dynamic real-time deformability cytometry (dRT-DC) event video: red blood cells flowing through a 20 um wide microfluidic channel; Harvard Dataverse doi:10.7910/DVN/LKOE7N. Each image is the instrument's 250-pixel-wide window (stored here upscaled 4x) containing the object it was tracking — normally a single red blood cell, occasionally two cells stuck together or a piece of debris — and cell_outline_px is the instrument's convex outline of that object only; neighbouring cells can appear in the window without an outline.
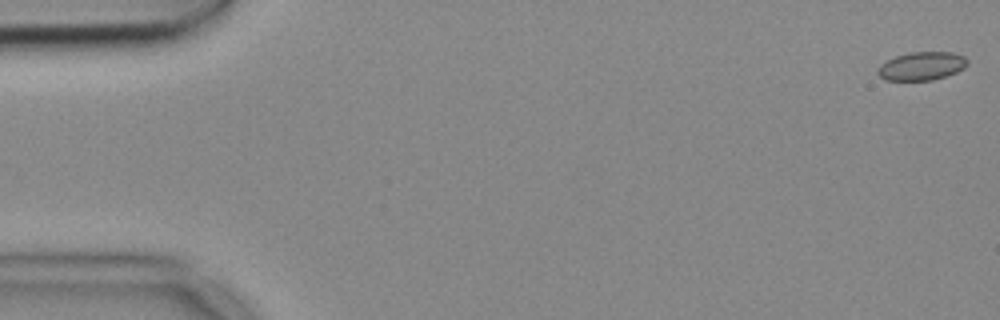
{"species": "common noctule bat (a hibernating species)", "species_latin": "Nyctalus noctula", "temperature_condition": "cold", "stored_images_in_passage": 54, "camera_frame_rate_fps": 3000, "um_per_image_px": 0.085, "animal": {"sex": "female", "body_mass_g": 18.4}, "frame": {"image": 1, "passage_image": 1, "time_ms": 0.0, "image_size_px": [1000, 320], "cell_outline_px": [[968, 64], [964, 68], [956, 72], [932, 80], [884, 80], [876, 72], [880, 64], [896, 56], [908, 52], [952, 52], [964, 56], [968, 60]], "centroid_in_image_um": [78.34, 5.61], "position_along_channel_um": 6.7, "area_um2": 14.8}}
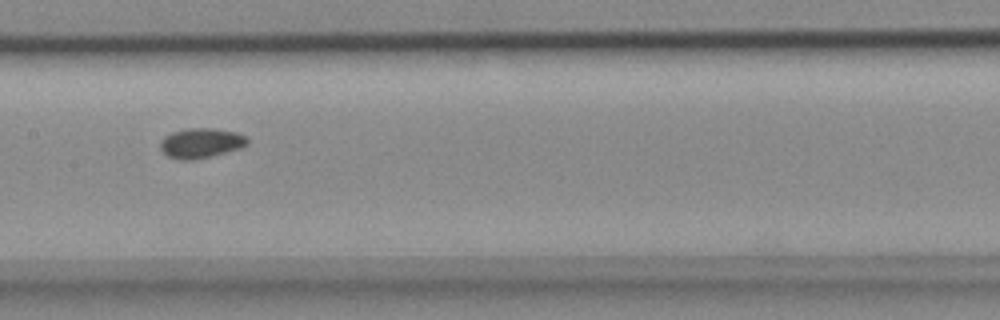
{"frame": {"image": 2, "passage_image": 27, "time_ms": 8.667, "image_size_px": [1000, 320], "cell_outline_px": [[248, 144], [240, 148], [212, 156], [192, 160], [180, 160], [168, 156], [160, 148], [160, 140], [164, 136], [172, 132], [188, 128], [212, 128], [236, 132], [248, 136]], "centroid_in_image_um": [17.09, 12.15], "position_along_channel_um": 190.3, "area_um2": 15.26}}
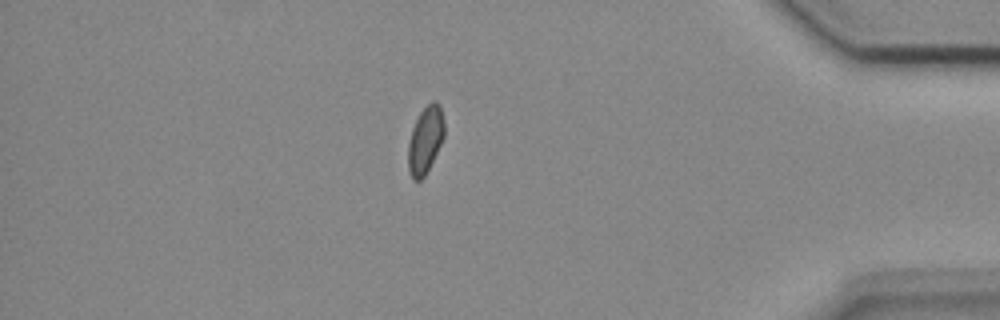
{"frame": {"image": 3, "passage_image": 47, "time_ms": 15.333, "image_size_px": [1000, 320], "cell_outline_px": [[444, 136], [424, 176], [420, 180], [412, 180], [408, 172], [408, 144], [412, 128], [420, 112], [432, 100], [436, 100], [440, 104], [444, 120]], "centroid_in_image_um": [36.14, 11.87], "position_along_channel_um": 399.1, "area_um2": 14.05}, "authors_computed_cell_mechanics": {"area_um2": 14.6812, "velocity_mm_per_s": 3.7102, "shape_relaxation_time_tau1_ms": null, "shape_relaxation_time_tau2_ms": 2.9509, "deformation_change_tau1": null, "deformation_change_tau2": 0.0518}}